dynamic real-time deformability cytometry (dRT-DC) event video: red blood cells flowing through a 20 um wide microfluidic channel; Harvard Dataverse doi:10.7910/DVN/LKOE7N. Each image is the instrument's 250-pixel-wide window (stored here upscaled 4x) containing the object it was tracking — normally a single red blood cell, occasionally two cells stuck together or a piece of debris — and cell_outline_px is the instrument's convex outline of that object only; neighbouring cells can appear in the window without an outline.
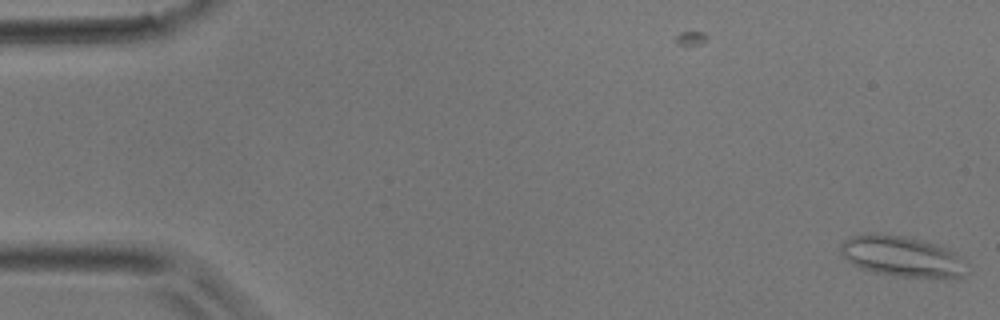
{"species": "common noctule bat (a hibernating species)", "species_latin": "Nyctalus noctula", "temperature_condition": "room temperature", "stored_images_in_passage": 2, "camera_frame_rate_fps": 3000, "um_per_image_px": 0.085, "animal": {"sex": "male", "body_mass_g": 17.9}, "frame": {"image": 1, "passage_image": 2, "time_ms": 0.333, "image_size_px": [1000, 320], "cell_outline_px": [[968, 276], [944, 280], [896, 276], [876, 272], [860, 268], [852, 264], [840, 252], [840, 244], [844, 240], [860, 232], [872, 232], [904, 236], [920, 240], [956, 252], [968, 260]], "centroid_in_image_um": [76.76, 21.83], "position_along_channel_um": 8.2, "area_um2": 30.98}}